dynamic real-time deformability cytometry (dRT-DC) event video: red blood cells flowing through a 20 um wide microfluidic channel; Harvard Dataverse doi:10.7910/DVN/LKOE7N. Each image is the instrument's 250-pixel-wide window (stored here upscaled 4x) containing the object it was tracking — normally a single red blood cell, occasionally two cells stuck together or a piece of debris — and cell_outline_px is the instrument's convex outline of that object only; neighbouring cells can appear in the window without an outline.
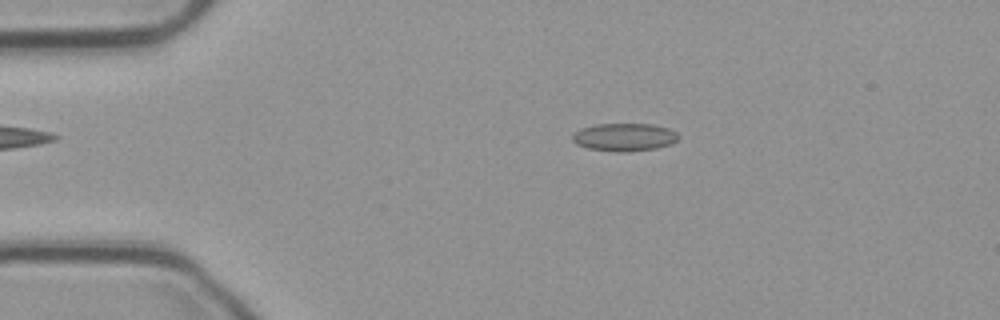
{"species": "common noctule bat (a hibernating species)", "species_latin": "Nyctalus noctula", "temperature_condition": "cold", "stored_images_in_passage": 51, "camera_frame_rate_fps": 3000, "um_per_image_px": 0.085, "animal": {"sex": "male", "body_mass_g": 23.1, "forearm_length_mm": 52.7}, "frame": {"image": 1, "passage_image": 7, "time_ms": 2.0, "image_size_px": [1000, 320], "cell_outline_px": [[680, 136], [672, 144], [656, 148], [628, 152], [616, 152], [588, 148], [576, 144], [572, 140], [572, 136], [576, 132], [584, 128], [596, 124], [648, 124], [668, 128], [676, 132]], "centroid_in_image_um": [53.09, 11.67], "position_along_channel_um": 31.9, "area_um2": 17.11}}
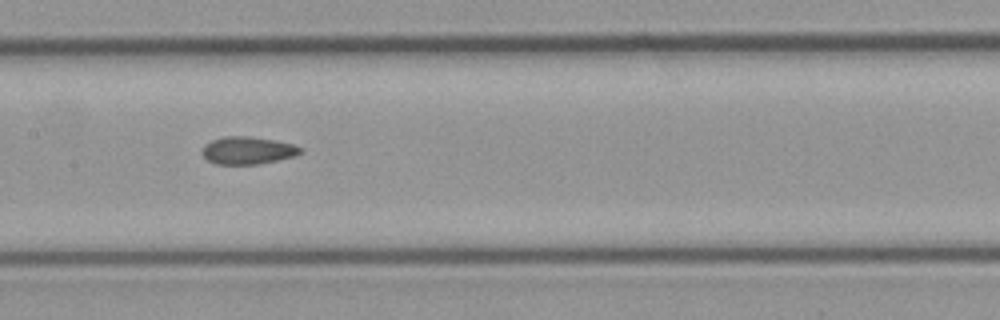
{"frame": {"image": 2, "passage_image": 23, "time_ms": 7.333, "image_size_px": [1000, 320], "cell_outline_px": [[304, 152], [296, 156], [260, 164], [216, 164], [208, 160], [204, 156], [204, 144], [212, 140], [224, 136], [248, 136], [276, 140], [292, 144], [304, 148]], "centroid_in_image_um": [21.12, 12.78], "position_along_channel_um": 186.3, "area_um2": 15.84}}
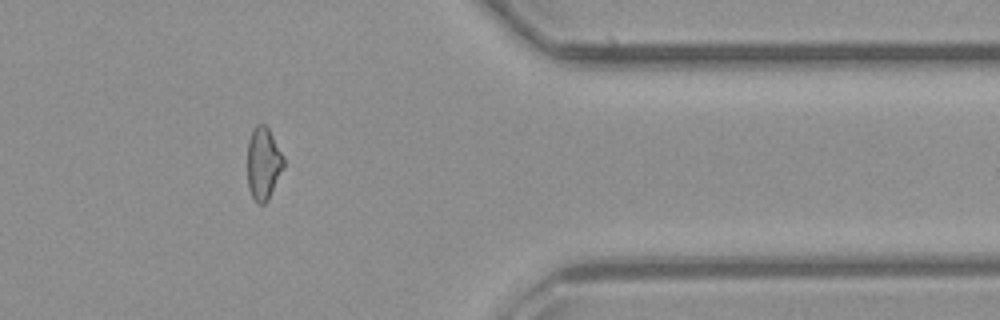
{"frame": {"image": 3, "passage_image": 41, "time_ms": 13.333, "image_size_px": [1000, 320], "cell_outline_px": [[284, 168], [268, 200], [264, 204], [256, 204], [248, 188], [248, 140], [252, 128], [256, 124], [264, 124], [268, 128], [284, 156]], "centroid_in_image_um": [22.39, 13.9], "position_along_channel_um": 389.0, "area_um2": 15.49}, "authors_computed_cell_mechanics": {"area_um2": 16.0684, "velocity_mm_per_s": 3.7328, "shape_relaxation_time_tau1_ms": null, "shape_relaxation_time_tau2_ms": 3.3656, "deformation_change_tau1": null, "deformation_change_tau2": 0.103}}